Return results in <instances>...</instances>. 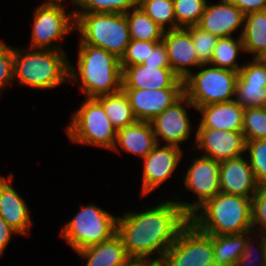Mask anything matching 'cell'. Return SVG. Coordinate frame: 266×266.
I'll use <instances>...</instances> for the list:
<instances>
[{
	"instance_id": "47",
	"label": "cell",
	"mask_w": 266,
	"mask_h": 266,
	"mask_svg": "<svg viewBox=\"0 0 266 266\" xmlns=\"http://www.w3.org/2000/svg\"><path fill=\"white\" fill-rule=\"evenodd\" d=\"M261 59L266 62V54Z\"/></svg>"
},
{
	"instance_id": "10",
	"label": "cell",
	"mask_w": 266,
	"mask_h": 266,
	"mask_svg": "<svg viewBox=\"0 0 266 266\" xmlns=\"http://www.w3.org/2000/svg\"><path fill=\"white\" fill-rule=\"evenodd\" d=\"M214 261L213 235L200 231L189 222L162 260L165 266H207Z\"/></svg>"
},
{
	"instance_id": "26",
	"label": "cell",
	"mask_w": 266,
	"mask_h": 266,
	"mask_svg": "<svg viewBox=\"0 0 266 266\" xmlns=\"http://www.w3.org/2000/svg\"><path fill=\"white\" fill-rule=\"evenodd\" d=\"M96 99L102 104L107 118L116 130L123 129L137 121L125 92L101 95Z\"/></svg>"
},
{
	"instance_id": "15",
	"label": "cell",
	"mask_w": 266,
	"mask_h": 266,
	"mask_svg": "<svg viewBox=\"0 0 266 266\" xmlns=\"http://www.w3.org/2000/svg\"><path fill=\"white\" fill-rule=\"evenodd\" d=\"M137 121H152L184 95V88L122 89Z\"/></svg>"
},
{
	"instance_id": "12",
	"label": "cell",
	"mask_w": 266,
	"mask_h": 266,
	"mask_svg": "<svg viewBox=\"0 0 266 266\" xmlns=\"http://www.w3.org/2000/svg\"><path fill=\"white\" fill-rule=\"evenodd\" d=\"M195 134L196 145L193 150H202V156L221 162L247 155L246 139L242 131L198 128Z\"/></svg>"
},
{
	"instance_id": "28",
	"label": "cell",
	"mask_w": 266,
	"mask_h": 266,
	"mask_svg": "<svg viewBox=\"0 0 266 266\" xmlns=\"http://www.w3.org/2000/svg\"><path fill=\"white\" fill-rule=\"evenodd\" d=\"M125 15L128 22L130 40L162 41L165 31L138 5Z\"/></svg>"
},
{
	"instance_id": "40",
	"label": "cell",
	"mask_w": 266,
	"mask_h": 266,
	"mask_svg": "<svg viewBox=\"0 0 266 266\" xmlns=\"http://www.w3.org/2000/svg\"><path fill=\"white\" fill-rule=\"evenodd\" d=\"M146 66H170L166 45L161 41L143 63Z\"/></svg>"
},
{
	"instance_id": "6",
	"label": "cell",
	"mask_w": 266,
	"mask_h": 266,
	"mask_svg": "<svg viewBox=\"0 0 266 266\" xmlns=\"http://www.w3.org/2000/svg\"><path fill=\"white\" fill-rule=\"evenodd\" d=\"M66 135L74 143L112 150L117 130L107 118L102 104L96 98H87L72 114Z\"/></svg>"
},
{
	"instance_id": "3",
	"label": "cell",
	"mask_w": 266,
	"mask_h": 266,
	"mask_svg": "<svg viewBox=\"0 0 266 266\" xmlns=\"http://www.w3.org/2000/svg\"><path fill=\"white\" fill-rule=\"evenodd\" d=\"M190 222L209 235L253 231L252 198L220 192L199 207L190 216Z\"/></svg>"
},
{
	"instance_id": "35",
	"label": "cell",
	"mask_w": 266,
	"mask_h": 266,
	"mask_svg": "<svg viewBox=\"0 0 266 266\" xmlns=\"http://www.w3.org/2000/svg\"><path fill=\"white\" fill-rule=\"evenodd\" d=\"M247 158L258 183H266V139L246 141Z\"/></svg>"
},
{
	"instance_id": "23",
	"label": "cell",
	"mask_w": 266,
	"mask_h": 266,
	"mask_svg": "<svg viewBox=\"0 0 266 266\" xmlns=\"http://www.w3.org/2000/svg\"><path fill=\"white\" fill-rule=\"evenodd\" d=\"M157 140L150 122L136 121L135 123L117 130L115 145L112 151L121 150L129 154L145 158L156 146ZM120 147V149H119Z\"/></svg>"
},
{
	"instance_id": "29",
	"label": "cell",
	"mask_w": 266,
	"mask_h": 266,
	"mask_svg": "<svg viewBox=\"0 0 266 266\" xmlns=\"http://www.w3.org/2000/svg\"><path fill=\"white\" fill-rule=\"evenodd\" d=\"M241 51L244 52L241 36H238V39L233 38V36L219 38L209 64L239 73V70L244 66V64L239 65L237 61Z\"/></svg>"
},
{
	"instance_id": "5",
	"label": "cell",
	"mask_w": 266,
	"mask_h": 266,
	"mask_svg": "<svg viewBox=\"0 0 266 266\" xmlns=\"http://www.w3.org/2000/svg\"><path fill=\"white\" fill-rule=\"evenodd\" d=\"M74 16L79 43L100 47L121 59L130 43L125 14L102 12Z\"/></svg>"
},
{
	"instance_id": "32",
	"label": "cell",
	"mask_w": 266,
	"mask_h": 266,
	"mask_svg": "<svg viewBox=\"0 0 266 266\" xmlns=\"http://www.w3.org/2000/svg\"><path fill=\"white\" fill-rule=\"evenodd\" d=\"M176 29L198 25L205 11L207 0H173Z\"/></svg>"
},
{
	"instance_id": "2",
	"label": "cell",
	"mask_w": 266,
	"mask_h": 266,
	"mask_svg": "<svg viewBox=\"0 0 266 266\" xmlns=\"http://www.w3.org/2000/svg\"><path fill=\"white\" fill-rule=\"evenodd\" d=\"M73 66L69 63V82L81 83L80 90L87 98L122 89L120 59L100 47L79 43L77 68Z\"/></svg>"
},
{
	"instance_id": "14",
	"label": "cell",
	"mask_w": 266,
	"mask_h": 266,
	"mask_svg": "<svg viewBox=\"0 0 266 266\" xmlns=\"http://www.w3.org/2000/svg\"><path fill=\"white\" fill-rule=\"evenodd\" d=\"M143 158L141 196L155 191L173 174L183 158V150L176 146L162 144Z\"/></svg>"
},
{
	"instance_id": "46",
	"label": "cell",
	"mask_w": 266,
	"mask_h": 266,
	"mask_svg": "<svg viewBox=\"0 0 266 266\" xmlns=\"http://www.w3.org/2000/svg\"><path fill=\"white\" fill-rule=\"evenodd\" d=\"M207 266H223V265H220L217 262L213 261L210 264H208Z\"/></svg>"
},
{
	"instance_id": "8",
	"label": "cell",
	"mask_w": 266,
	"mask_h": 266,
	"mask_svg": "<svg viewBox=\"0 0 266 266\" xmlns=\"http://www.w3.org/2000/svg\"><path fill=\"white\" fill-rule=\"evenodd\" d=\"M184 80V95L195 109L212 103L233 101L238 72L202 64Z\"/></svg>"
},
{
	"instance_id": "48",
	"label": "cell",
	"mask_w": 266,
	"mask_h": 266,
	"mask_svg": "<svg viewBox=\"0 0 266 266\" xmlns=\"http://www.w3.org/2000/svg\"><path fill=\"white\" fill-rule=\"evenodd\" d=\"M129 266H135V262H133L132 264H130Z\"/></svg>"
},
{
	"instance_id": "30",
	"label": "cell",
	"mask_w": 266,
	"mask_h": 266,
	"mask_svg": "<svg viewBox=\"0 0 266 266\" xmlns=\"http://www.w3.org/2000/svg\"><path fill=\"white\" fill-rule=\"evenodd\" d=\"M74 14L119 13L126 14L137 6L136 0H73Z\"/></svg>"
},
{
	"instance_id": "25",
	"label": "cell",
	"mask_w": 266,
	"mask_h": 266,
	"mask_svg": "<svg viewBox=\"0 0 266 266\" xmlns=\"http://www.w3.org/2000/svg\"><path fill=\"white\" fill-rule=\"evenodd\" d=\"M243 29L244 52L262 58L266 54V10L245 15Z\"/></svg>"
},
{
	"instance_id": "21",
	"label": "cell",
	"mask_w": 266,
	"mask_h": 266,
	"mask_svg": "<svg viewBox=\"0 0 266 266\" xmlns=\"http://www.w3.org/2000/svg\"><path fill=\"white\" fill-rule=\"evenodd\" d=\"M7 178V179H6ZM0 180V217H2L18 235L28 236L32 225L30 209L24 198L11 184L13 173Z\"/></svg>"
},
{
	"instance_id": "16",
	"label": "cell",
	"mask_w": 266,
	"mask_h": 266,
	"mask_svg": "<svg viewBox=\"0 0 266 266\" xmlns=\"http://www.w3.org/2000/svg\"><path fill=\"white\" fill-rule=\"evenodd\" d=\"M234 100L242 107H261L266 103V62L252 58L239 70Z\"/></svg>"
},
{
	"instance_id": "37",
	"label": "cell",
	"mask_w": 266,
	"mask_h": 266,
	"mask_svg": "<svg viewBox=\"0 0 266 266\" xmlns=\"http://www.w3.org/2000/svg\"><path fill=\"white\" fill-rule=\"evenodd\" d=\"M253 231L266 232V183H258L252 198Z\"/></svg>"
},
{
	"instance_id": "36",
	"label": "cell",
	"mask_w": 266,
	"mask_h": 266,
	"mask_svg": "<svg viewBox=\"0 0 266 266\" xmlns=\"http://www.w3.org/2000/svg\"><path fill=\"white\" fill-rule=\"evenodd\" d=\"M160 42L161 41L130 40L124 55L120 59L121 68L143 64L150 56V52L153 51Z\"/></svg>"
},
{
	"instance_id": "20",
	"label": "cell",
	"mask_w": 266,
	"mask_h": 266,
	"mask_svg": "<svg viewBox=\"0 0 266 266\" xmlns=\"http://www.w3.org/2000/svg\"><path fill=\"white\" fill-rule=\"evenodd\" d=\"M244 156L220 162V189L227 194L253 198L258 182L248 158Z\"/></svg>"
},
{
	"instance_id": "41",
	"label": "cell",
	"mask_w": 266,
	"mask_h": 266,
	"mask_svg": "<svg viewBox=\"0 0 266 266\" xmlns=\"http://www.w3.org/2000/svg\"><path fill=\"white\" fill-rule=\"evenodd\" d=\"M233 2L244 15L266 10V0H229Z\"/></svg>"
},
{
	"instance_id": "9",
	"label": "cell",
	"mask_w": 266,
	"mask_h": 266,
	"mask_svg": "<svg viewBox=\"0 0 266 266\" xmlns=\"http://www.w3.org/2000/svg\"><path fill=\"white\" fill-rule=\"evenodd\" d=\"M65 9V5H39L35 8L29 46L31 49L64 51L60 41L76 27L74 13H68Z\"/></svg>"
},
{
	"instance_id": "27",
	"label": "cell",
	"mask_w": 266,
	"mask_h": 266,
	"mask_svg": "<svg viewBox=\"0 0 266 266\" xmlns=\"http://www.w3.org/2000/svg\"><path fill=\"white\" fill-rule=\"evenodd\" d=\"M252 232L213 235L214 261L223 266H235L245 247L246 238Z\"/></svg>"
},
{
	"instance_id": "19",
	"label": "cell",
	"mask_w": 266,
	"mask_h": 266,
	"mask_svg": "<svg viewBox=\"0 0 266 266\" xmlns=\"http://www.w3.org/2000/svg\"><path fill=\"white\" fill-rule=\"evenodd\" d=\"M162 41L168 51L170 68L180 79L185 80L190 75V67L202 65L186 28L165 31Z\"/></svg>"
},
{
	"instance_id": "38",
	"label": "cell",
	"mask_w": 266,
	"mask_h": 266,
	"mask_svg": "<svg viewBox=\"0 0 266 266\" xmlns=\"http://www.w3.org/2000/svg\"><path fill=\"white\" fill-rule=\"evenodd\" d=\"M14 81V47L0 42V94Z\"/></svg>"
},
{
	"instance_id": "22",
	"label": "cell",
	"mask_w": 266,
	"mask_h": 266,
	"mask_svg": "<svg viewBox=\"0 0 266 266\" xmlns=\"http://www.w3.org/2000/svg\"><path fill=\"white\" fill-rule=\"evenodd\" d=\"M201 119L198 128H211L227 131H242L244 107L235 100L212 103L198 107Z\"/></svg>"
},
{
	"instance_id": "43",
	"label": "cell",
	"mask_w": 266,
	"mask_h": 266,
	"mask_svg": "<svg viewBox=\"0 0 266 266\" xmlns=\"http://www.w3.org/2000/svg\"><path fill=\"white\" fill-rule=\"evenodd\" d=\"M135 266H165L162 261L135 262Z\"/></svg>"
},
{
	"instance_id": "11",
	"label": "cell",
	"mask_w": 266,
	"mask_h": 266,
	"mask_svg": "<svg viewBox=\"0 0 266 266\" xmlns=\"http://www.w3.org/2000/svg\"><path fill=\"white\" fill-rule=\"evenodd\" d=\"M192 162L190 167H187L185 177L183 176V183L186 189L196 195L197 200L194 199L191 203L177 201L189 216L207 200L221 192L219 181L220 162L202 155L193 158Z\"/></svg>"
},
{
	"instance_id": "4",
	"label": "cell",
	"mask_w": 266,
	"mask_h": 266,
	"mask_svg": "<svg viewBox=\"0 0 266 266\" xmlns=\"http://www.w3.org/2000/svg\"><path fill=\"white\" fill-rule=\"evenodd\" d=\"M65 51L14 47V80L33 89H53L69 82Z\"/></svg>"
},
{
	"instance_id": "44",
	"label": "cell",
	"mask_w": 266,
	"mask_h": 266,
	"mask_svg": "<svg viewBox=\"0 0 266 266\" xmlns=\"http://www.w3.org/2000/svg\"><path fill=\"white\" fill-rule=\"evenodd\" d=\"M63 1L64 0H45L43 3H41V5H61V6H63V4H64ZM70 2L72 3L73 0H70Z\"/></svg>"
},
{
	"instance_id": "31",
	"label": "cell",
	"mask_w": 266,
	"mask_h": 266,
	"mask_svg": "<svg viewBox=\"0 0 266 266\" xmlns=\"http://www.w3.org/2000/svg\"><path fill=\"white\" fill-rule=\"evenodd\" d=\"M137 5L164 31L176 29L173 0H140Z\"/></svg>"
},
{
	"instance_id": "42",
	"label": "cell",
	"mask_w": 266,
	"mask_h": 266,
	"mask_svg": "<svg viewBox=\"0 0 266 266\" xmlns=\"http://www.w3.org/2000/svg\"><path fill=\"white\" fill-rule=\"evenodd\" d=\"M18 234L2 217H0V257L11 241V237Z\"/></svg>"
},
{
	"instance_id": "7",
	"label": "cell",
	"mask_w": 266,
	"mask_h": 266,
	"mask_svg": "<svg viewBox=\"0 0 266 266\" xmlns=\"http://www.w3.org/2000/svg\"><path fill=\"white\" fill-rule=\"evenodd\" d=\"M61 237L75 252L108 240L117 232V216L95 204L82 206L61 228Z\"/></svg>"
},
{
	"instance_id": "17",
	"label": "cell",
	"mask_w": 266,
	"mask_h": 266,
	"mask_svg": "<svg viewBox=\"0 0 266 266\" xmlns=\"http://www.w3.org/2000/svg\"><path fill=\"white\" fill-rule=\"evenodd\" d=\"M184 88L170 66L130 65L122 69V89Z\"/></svg>"
},
{
	"instance_id": "39",
	"label": "cell",
	"mask_w": 266,
	"mask_h": 266,
	"mask_svg": "<svg viewBox=\"0 0 266 266\" xmlns=\"http://www.w3.org/2000/svg\"><path fill=\"white\" fill-rule=\"evenodd\" d=\"M254 233L255 232L253 231L246 238L245 247L243 249L241 256L238 258V261L236 262L235 266H266V258L264 257V247L262 243V234L259 232V235H256L259 236L260 238V242L259 241L257 242L258 243L257 247H259V249H257L253 247L255 243L254 242L255 240H252ZM252 247L255 249H253ZM256 249L258 255L260 254L259 256L253 255L256 253L255 251Z\"/></svg>"
},
{
	"instance_id": "18",
	"label": "cell",
	"mask_w": 266,
	"mask_h": 266,
	"mask_svg": "<svg viewBox=\"0 0 266 266\" xmlns=\"http://www.w3.org/2000/svg\"><path fill=\"white\" fill-rule=\"evenodd\" d=\"M244 19L245 15L233 2L220 0L218 4L207 2L198 26L219 38L231 37L238 29H241L239 36H242Z\"/></svg>"
},
{
	"instance_id": "33",
	"label": "cell",
	"mask_w": 266,
	"mask_h": 266,
	"mask_svg": "<svg viewBox=\"0 0 266 266\" xmlns=\"http://www.w3.org/2000/svg\"><path fill=\"white\" fill-rule=\"evenodd\" d=\"M246 141L266 139V108H244L243 129Z\"/></svg>"
},
{
	"instance_id": "45",
	"label": "cell",
	"mask_w": 266,
	"mask_h": 266,
	"mask_svg": "<svg viewBox=\"0 0 266 266\" xmlns=\"http://www.w3.org/2000/svg\"><path fill=\"white\" fill-rule=\"evenodd\" d=\"M262 234V243L264 247V257L266 258V232H260Z\"/></svg>"
},
{
	"instance_id": "13",
	"label": "cell",
	"mask_w": 266,
	"mask_h": 266,
	"mask_svg": "<svg viewBox=\"0 0 266 266\" xmlns=\"http://www.w3.org/2000/svg\"><path fill=\"white\" fill-rule=\"evenodd\" d=\"M183 104L195 108L189 98L183 95L162 114L150 121L158 144L161 138L165 145L180 148V144L191 136L192 124Z\"/></svg>"
},
{
	"instance_id": "34",
	"label": "cell",
	"mask_w": 266,
	"mask_h": 266,
	"mask_svg": "<svg viewBox=\"0 0 266 266\" xmlns=\"http://www.w3.org/2000/svg\"><path fill=\"white\" fill-rule=\"evenodd\" d=\"M186 29L190 32L198 60L202 64L210 63L213 49L215 48L219 37L203 30L198 25L188 26Z\"/></svg>"
},
{
	"instance_id": "1",
	"label": "cell",
	"mask_w": 266,
	"mask_h": 266,
	"mask_svg": "<svg viewBox=\"0 0 266 266\" xmlns=\"http://www.w3.org/2000/svg\"><path fill=\"white\" fill-rule=\"evenodd\" d=\"M190 216L175 201L163 200L142 212H125L117 217V234L134 262L162 261ZM157 253L158 257L150 255Z\"/></svg>"
},
{
	"instance_id": "24",
	"label": "cell",
	"mask_w": 266,
	"mask_h": 266,
	"mask_svg": "<svg viewBox=\"0 0 266 266\" xmlns=\"http://www.w3.org/2000/svg\"><path fill=\"white\" fill-rule=\"evenodd\" d=\"M85 266H129L134 261L129 257L121 237L116 233L99 244L77 251Z\"/></svg>"
}]
</instances>
